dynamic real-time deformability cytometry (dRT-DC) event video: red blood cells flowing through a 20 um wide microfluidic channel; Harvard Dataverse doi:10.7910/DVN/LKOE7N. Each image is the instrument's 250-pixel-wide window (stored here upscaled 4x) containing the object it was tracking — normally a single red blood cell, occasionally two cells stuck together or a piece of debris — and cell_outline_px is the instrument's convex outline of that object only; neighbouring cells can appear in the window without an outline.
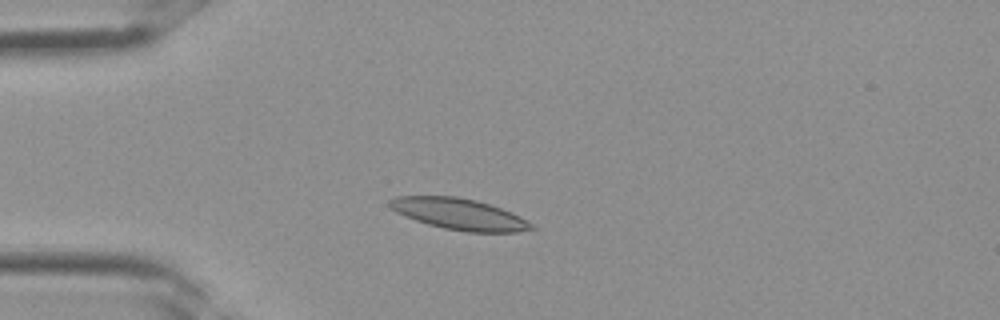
{"species": "Egyptian fruit bat (a non-hibernating species)", "species_latin": "Rousettus aegyptiacus", "temperature_condition": "room temperature", "stored_images_in_passage": 2, "camera_frame_rate_fps": 3000, "um_per_image_px": 0.085, "frame": {"image": 1, "passage_image": 2, "time_ms": 0.333, "image_size_px": [1000, 320], "cell_outline_px": [[536, 228], [516, 232], [468, 232], [444, 228], [428, 224], [404, 216], [388, 208], [388, 200], [396, 196], [460, 196], [476, 200], [512, 212], [536, 224]], "centroid_in_image_um": [39.03, 18.19], "position_along_channel_um": 46.0, "area_um2": 26.01}}